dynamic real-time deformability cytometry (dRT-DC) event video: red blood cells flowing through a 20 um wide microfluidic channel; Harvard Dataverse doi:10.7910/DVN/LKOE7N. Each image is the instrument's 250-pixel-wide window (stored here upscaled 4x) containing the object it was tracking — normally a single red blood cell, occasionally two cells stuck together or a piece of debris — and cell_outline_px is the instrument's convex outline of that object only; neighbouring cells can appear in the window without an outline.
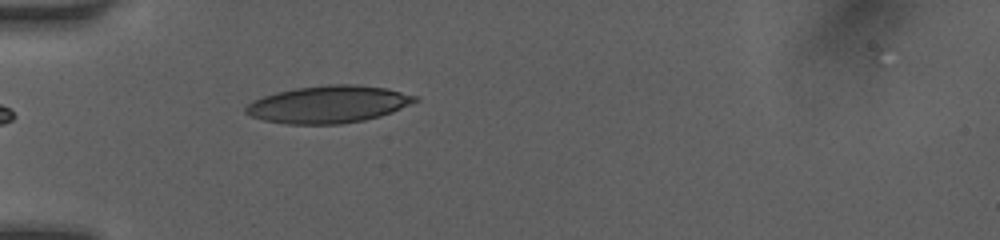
{"species": "human", "species_latin": "Homo sapiens", "temperature_condition": "room temperature", "stored_images_in_passage": 36, "camera_frame_rate_fps": 3000, "um_per_image_px": 0.085, "donor": {"sex": "female"}, "frame": {"image": 1, "passage_image": 2, "time_ms": 0.333, "image_size_px": [1000, 240], "cell_outline_px": [[420, 100], [392, 112], [380, 116], [364, 120], [340, 124], [288, 124], [264, 120], [252, 116], [244, 112], [244, 108], [252, 100], [276, 92], [296, 88], [328, 84], [356, 84], [388, 88], [416, 96]], "centroid_in_image_um": [27.92, 8.86], "position_along_channel_um": 57.1, "area_um2": 36.82}}
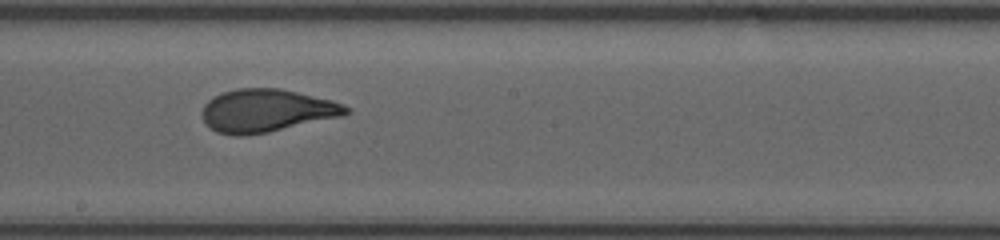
{"frame": {"image": 2, "passage_image": 15, "time_ms": 4.667, "image_size_px": [1000, 240], "cell_outline_px": [[352, 108], [348, 112], [340, 116], [268, 132], [244, 136], [236, 136], [216, 132], [208, 128], [204, 124], [200, 116], [200, 112], [204, 104], [212, 96], [236, 88], [280, 88], [332, 100], [344, 104]], "centroid_in_image_um": [22.57, 9.4], "position_along_channel_um": 225.6, "area_um2": 36.24}}
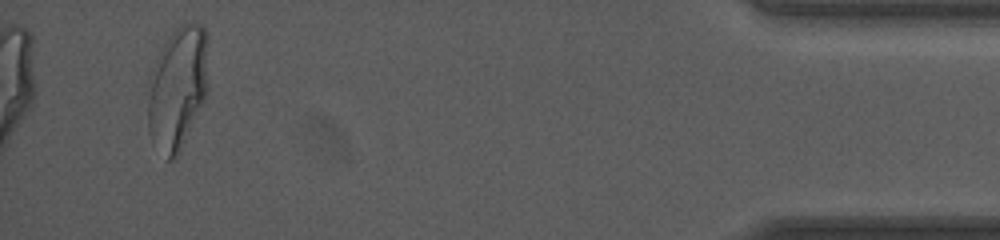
{"frame": {"image": 3, "passage_image": 34, "time_ms": 11.0, "image_size_px": [1000, 240], "cell_outline_px": [[208, 92], [176, 156], [172, 160], [168, 160], [152, 144], [148, 128], [148, 76], [160, 48], [172, 32], [180, 24], [192, 20], [200, 24], [208, 32]], "centroid_in_image_um": [15.09, 7.38], "position_along_channel_um": 420.1, "area_um2": 44.1}, "authors_computed_cell_mechanics": {"area_um2": 36.125, "velocity_mm_per_s": 4.1215, "shape_relaxation_time_tau1_ms": 3.7799, "shape_relaxation_time_tau2_ms": null, "deformation_change_tau1": 0.1727, "deformation_change_tau2": null}}